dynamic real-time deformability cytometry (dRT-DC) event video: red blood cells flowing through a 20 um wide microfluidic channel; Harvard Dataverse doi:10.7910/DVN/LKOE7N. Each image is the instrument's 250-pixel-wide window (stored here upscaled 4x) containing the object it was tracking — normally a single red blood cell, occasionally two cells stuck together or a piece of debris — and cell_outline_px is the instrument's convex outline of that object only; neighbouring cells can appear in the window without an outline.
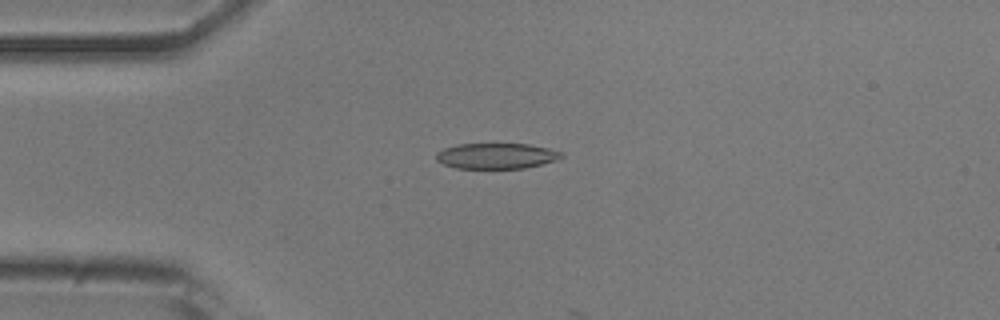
{"species": "common noctule bat (a hibernating species)", "species_latin": "Nyctalus noctula", "temperature_condition": "room temperature", "stored_images_in_passage": 14, "camera_frame_rate_fps": 3000, "um_per_image_px": 0.085, "animal": {"sex": "male", "body_mass_g": 20.5, "forearm_length_mm": 52.5}, "frame": {"image": 1, "passage_image": 13, "time_ms": 4.0, "image_size_px": [1000, 320], "cell_outline_px": [[564, 156], [556, 160], [524, 168], [456, 168], [444, 164], [436, 160], [436, 152], [444, 148], [460, 144], [528, 144], [548, 148], [564, 152]], "centroid_in_image_um": [42.2, 13.25], "position_along_channel_um": 42.8, "area_um2": 18.61}}